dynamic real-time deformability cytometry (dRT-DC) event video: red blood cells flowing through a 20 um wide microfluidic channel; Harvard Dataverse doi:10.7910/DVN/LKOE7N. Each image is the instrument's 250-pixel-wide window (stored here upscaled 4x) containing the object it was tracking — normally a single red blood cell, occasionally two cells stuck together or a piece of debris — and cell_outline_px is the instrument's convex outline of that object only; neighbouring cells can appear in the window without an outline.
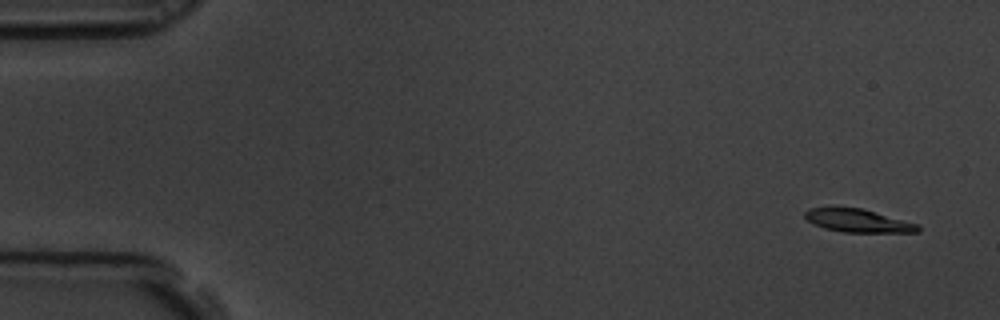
{"species": "common noctule bat (a hibernating species)", "species_latin": "Nyctalus noctula", "temperature_condition": "room temperature", "stored_images_in_passage": 60, "camera_frame_rate_fps": 3000, "um_per_image_px": 0.085, "animal": {"sex": "male", "body_mass_g": 19.5, "forearm_length_mm": 54.6}, "frame": {"image": 1, "passage_image": 4, "time_ms": 1.0, "image_size_px": [1000, 320], "cell_outline_px": [[920, 232], [840, 232], [824, 228], [808, 220], [804, 216], [804, 212], [808, 208], [860, 208], [920, 224]], "centroid_in_image_um": [72.96, 18.77], "position_along_channel_um": 12.0, "area_um2": 15.03}}
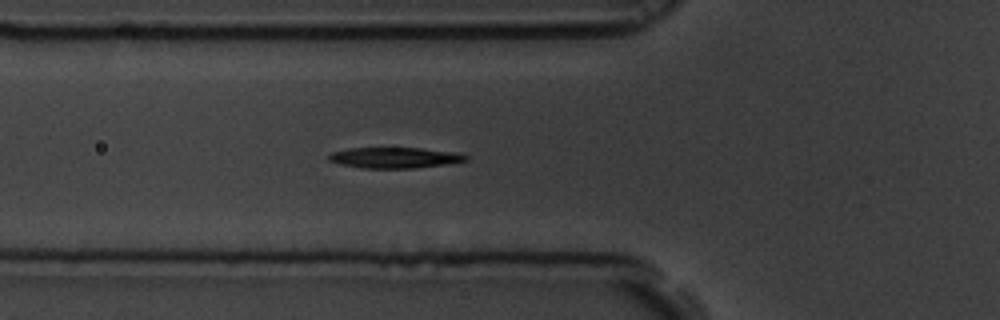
{"frame": {"image": 2, "passage_image": 22, "time_ms": 7.0, "image_size_px": [1000, 320], "cell_outline_px": [[468, 160], [452, 164], [416, 168], [360, 168], [340, 164], [328, 160], [328, 156], [332, 152], [348, 148], [420, 148], [456, 152], [468, 156]], "centroid_in_image_um": [33.58, 13.41], "position_along_channel_um": 92.2, "area_um2": 16.76}}
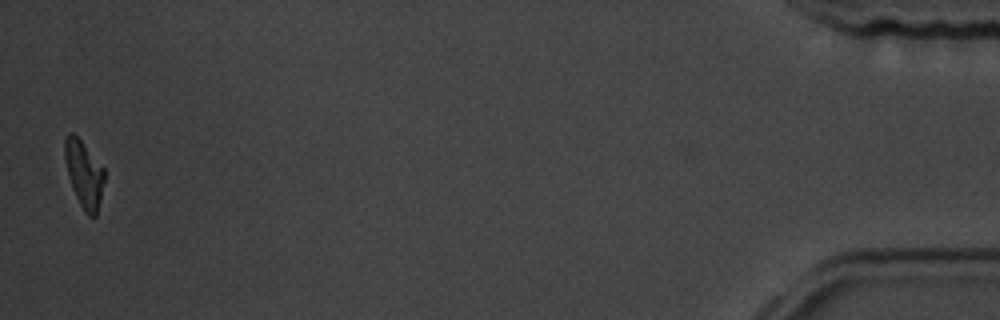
{"frame": {"image": 3, "passage_image": 59, "time_ms": 19.333, "image_size_px": [1000, 320], "cell_outline_px": [[104, 180], [100, 200], [96, 216], [88, 216], [84, 212], [72, 188], [68, 176], [64, 160], [64, 140], [68, 132], [72, 132], [80, 140], [104, 168]], "centroid_in_image_um": [7.12, 14.79], "position_along_channel_um": 428.1, "area_um2": 15.32}, "authors_computed_cell_mechanics": {"area_um2": 16.762, "velocity_mm_per_s": 3.4709, "shape_relaxation_time_tau1_ms": 3.9063, "shape_relaxation_time_tau2_ms": 5.153, "deformation_change_tau1": 0.1602, "deformation_change_tau2": 0.1328}}